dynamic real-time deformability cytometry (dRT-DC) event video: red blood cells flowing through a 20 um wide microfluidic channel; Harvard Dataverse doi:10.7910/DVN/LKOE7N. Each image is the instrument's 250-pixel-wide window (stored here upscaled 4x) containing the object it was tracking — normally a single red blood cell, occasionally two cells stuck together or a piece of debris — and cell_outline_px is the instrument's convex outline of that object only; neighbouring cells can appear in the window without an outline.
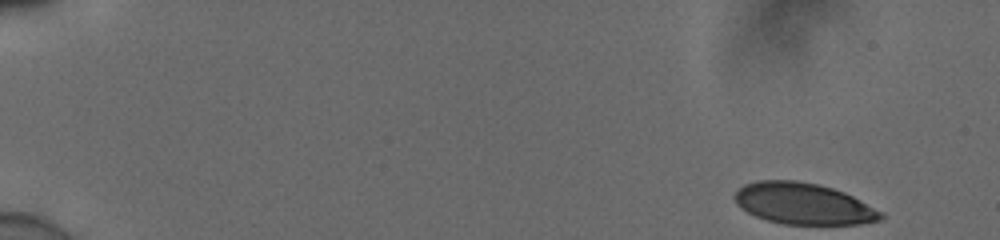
{"species": "human", "species_latin": "Homo sapiens", "temperature_condition": "cold", "stored_images_in_passage": 25, "camera_frame_rate_fps": 3000, "um_per_image_px": 0.085, "donor": {"sex": "male"}, "frame": {"image": 1, "passage_image": 1, "time_ms": 0.0, "image_size_px": [1000, 240], "cell_outline_px": [[884, 216], [880, 220], [860, 224], [784, 224], [768, 220], [756, 216], [740, 208], [736, 204], [736, 192], [744, 184], [756, 180], [796, 180], [816, 184], [832, 188], [844, 192], [884, 212]], "centroid_in_image_um": [68.3, 17.31], "position_along_channel_um": 16.7, "area_um2": 35.08}}
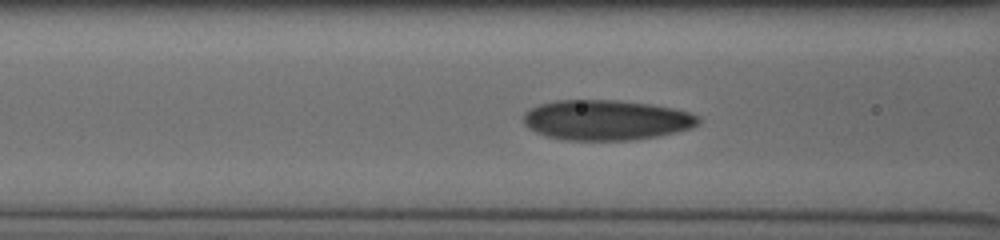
{"frame": {"image": 2, "passage_image": 18, "time_ms": 5.667, "image_size_px": [1000, 240], "cell_outline_px": [[700, 124], [692, 128], [676, 132], [656, 136], [632, 140], [564, 140], [548, 136], [536, 132], [524, 124], [524, 112], [540, 104], [556, 100], [620, 100], [652, 104], [672, 108], [688, 112], [700, 116]], "centroid_in_image_um": [51.56, 10.2], "position_along_channel_um": 115.0, "area_um2": 41.04}}
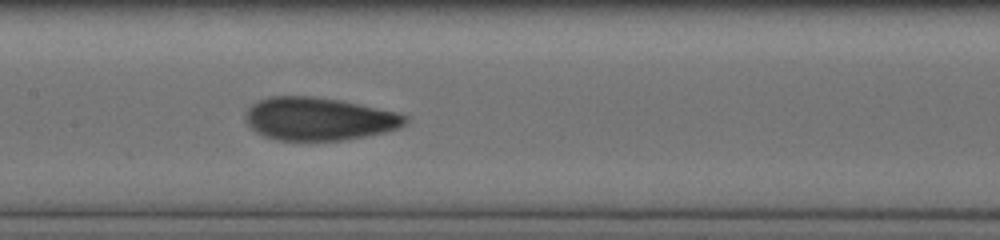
{"frame": {"image": 3, "passage_image": 22, "time_ms": 7.0, "image_size_px": [1000, 240], "cell_outline_px": [[408, 120], [400, 128], [368, 136], [344, 140], [280, 140], [264, 136], [248, 128], [244, 116], [244, 112], [252, 104], [268, 96], [312, 96], [340, 100], [396, 112], [408, 116]], "centroid_in_image_um": [27.07, 10.1], "position_along_channel_um": 180.3, "area_um2": 40.17}}